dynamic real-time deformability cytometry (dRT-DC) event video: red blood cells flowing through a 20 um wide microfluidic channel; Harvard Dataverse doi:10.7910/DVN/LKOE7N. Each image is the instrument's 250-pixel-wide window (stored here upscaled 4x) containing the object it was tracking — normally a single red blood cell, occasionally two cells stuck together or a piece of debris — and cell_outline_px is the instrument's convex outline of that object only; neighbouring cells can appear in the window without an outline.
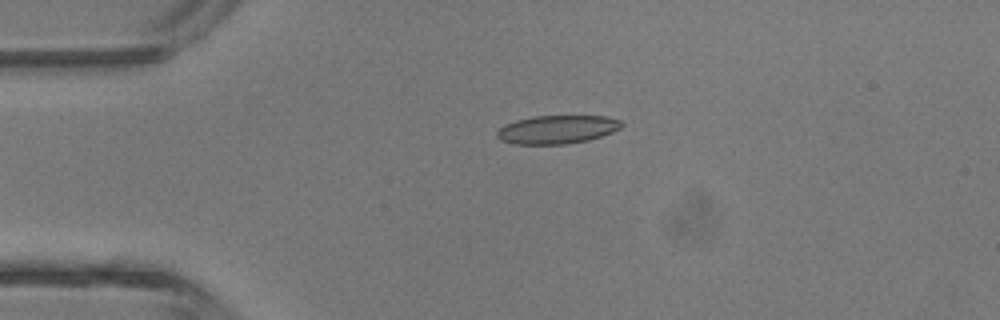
{"species": "common noctule bat (a hibernating species)", "species_latin": "Nyctalus noctula", "temperature_condition": "room temperature", "stored_images_in_passage": 2, "camera_frame_rate_fps": 3000, "um_per_image_px": 0.085, "animal": {"sex": "male", "body_mass_g": 13.3}, "frame": {"image": 1, "passage_image": 1, "time_ms": 0.0, "image_size_px": [1000, 320], "cell_outline_px": [[624, 124], [620, 128], [612, 132], [588, 140], [568, 144], [512, 144], [500, 140], [496, 136], [496, 132], [504, 124], [516, 120], [532, 116], [604, 116], [620, 120]], "centroid_in_image_um": [47.32, 11.01], "position_along_channel_um": 37.7, "area_um2": 20.69}}